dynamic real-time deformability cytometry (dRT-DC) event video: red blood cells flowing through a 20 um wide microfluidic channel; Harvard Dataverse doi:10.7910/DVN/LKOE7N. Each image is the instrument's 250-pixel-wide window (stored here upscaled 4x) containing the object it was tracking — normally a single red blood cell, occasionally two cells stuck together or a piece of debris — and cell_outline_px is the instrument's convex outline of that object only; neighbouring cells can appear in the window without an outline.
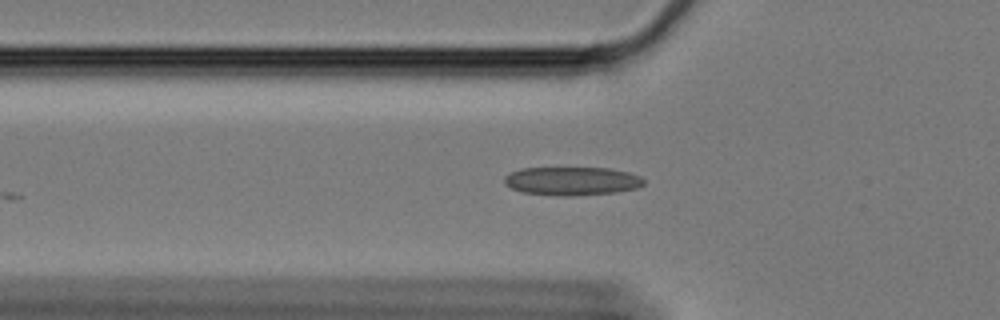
{"species": "Egyptian fruit bat (a non-hibernating species)", "species_latin": "Rousettus aegyptiacus", "temperature_condition": "cold", "stored_images_in_passage": 13, "camera_frame_rate_fps": 3000, "um_per_image_px": 0.085, "animal": {"sex": "female"}, "frame": {"image": 1, "passage_image": 4, "time_ms": 1.0, "image_size_px": [1000, 320], "cell_outline_px": [[644, 184], [636, 188], [616, 192], [564, 196], [524, 192], [512, 188], [504, 184], [504, 176], [520, 168], [608, 168], [628, 172], [640, 176], [644, 180]], "centroid_in_image_um": [48.61, 15.38], "position_along_channel_um": 77.2, "area_um2": 22.89}}
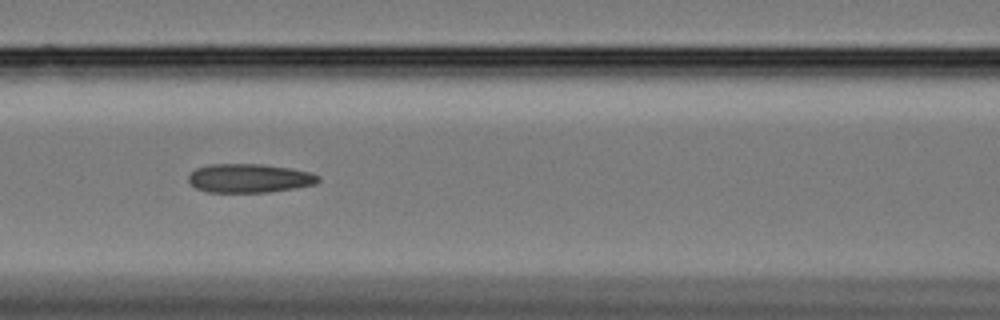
{"frame": {"image": 2, "passage_image": 10, "time_ms": 3.0, "image_size_px": [1000, 320], "cell_outline_px": [[320, 180], [316, 184], [296, 188], [268, 192], [208, 192], [196, 188], [188, 180], [188, 176], [196, 168], [208, 164], [260, 164], [288, 168], [308, 172], [320, 176]], "centroid_in_image_um": [21.19, 15.15], "position_along_channel_um": 145.4, "area_um2": 21.73}}
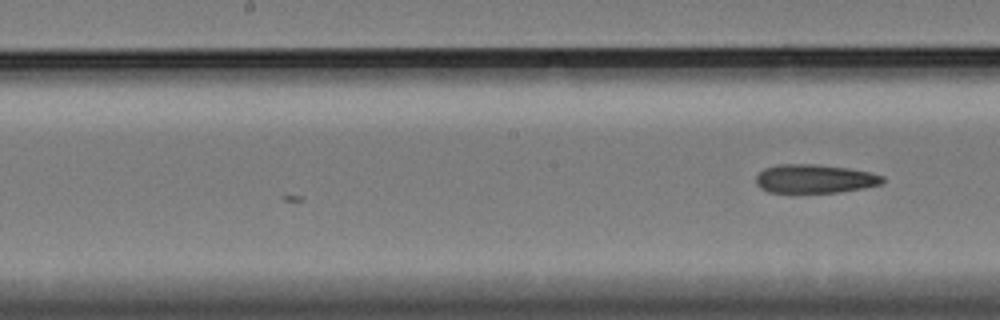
{"frame": {"image": 3, "passage_image": 13, "time_ms": 4.0, "image_size_px": [1000, 320], "cell_outline_px": [[884, 184], [864, 188], [840, 192], [768, 192], [760, 188], [756, 184], [756, 176], [764, 168], [776, 164], [816, 164], [848, 168], [872, 172], [884, 176]], "centroid_in_image_um": [69.27, 15.19], "position_along_channel_um": 178.9, "area_um2": 21.39}}